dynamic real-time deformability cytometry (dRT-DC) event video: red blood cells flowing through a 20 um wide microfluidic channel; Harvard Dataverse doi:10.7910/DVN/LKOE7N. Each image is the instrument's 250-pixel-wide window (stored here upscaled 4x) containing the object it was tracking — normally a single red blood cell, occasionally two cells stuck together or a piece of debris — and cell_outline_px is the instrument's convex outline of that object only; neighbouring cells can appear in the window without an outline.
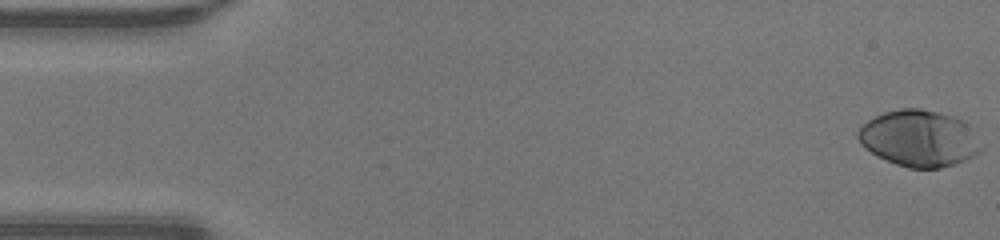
{"species": "human", "species_latin": "Homo sapiens", "temperature_condition": "warm", "stored_images_in_passage": 49, "camera_frame_rate_fps": 3000, "um_per_image_px": 0.085, "donor": {"sex": "male"}, "frame": {"image": 1, "passage_image": 1, "time_ms": 0.0, "image_size_px": [1000, 240], "cell_outline_px": [[984, 148], [980, 152], [964, 160], [940, 168], [908, 168], [896, 164], [876, 156], [864, 148], [860, 144], [856, 136], [856, 132], [868, 120], [884, 112], [900, 108], [920, 108], [952, 116], [964, 120], [972, 128]], "centroid_in_image_um": [78.12, 11.76], "position_along_channel_um": 6.9, "area_um2": 40.69}}
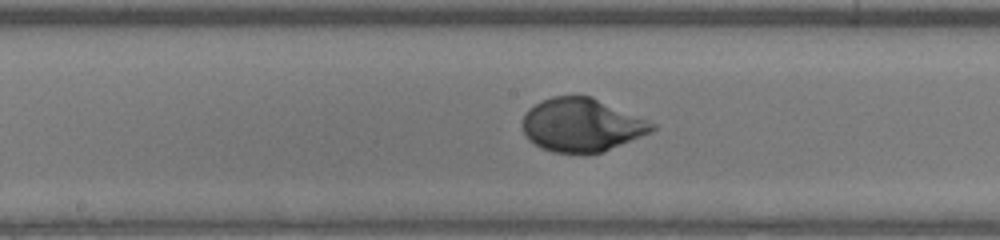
{"frame": {"image": 2, "passage_image": 25, "time_ms": 8.0, "image_size_px": [1000, 240], "cell_outline_px": [[656, 128], [652, 132], [604, 152], [552, 152], [540, 148], [528, 140], [520, 124], [528, 108], [552, 96], [592, 96], [656, 124]], "centroid_in_image_um": [49.43, 10.62], "position_along_channel_um": 198.8, "area_um2": 40.23}}
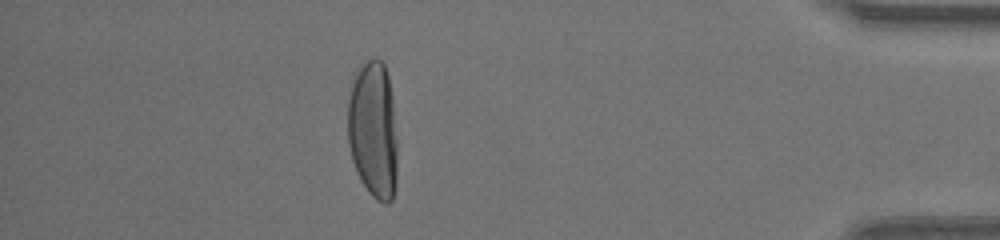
{"frame": {"image": 3, "passage_image": 43, "time_ms": 14.0, "image_size_px": [1000, 240], "cell_outline_px": [[396, 184], [392, 200], [388, 204], [384, 204], [376, 200], [368, 192], [360, 180], [356, 172], [352, 160], [348, 144], [348, 96], [356, 68], [360, 64], [372, 56], [380, 60], [384, 64], [388, 76], [392, 96], [396, 140]], "centroid_in_image_um": [31.7, 11.03], "position_along_channel_um": 403.5, "area_um2": 40.4}, "authors_computed_cell_mechanics": {"area_um2": 40.2866, "velocity_mm_per_s": 4.2704, "shape_relaxation_time_tau1_ms": 2.9976, "shape_relaxation_time_tau2_ms": null, "deformation_change_tau1": 0.2142, "deformation_change_tau2": null}}